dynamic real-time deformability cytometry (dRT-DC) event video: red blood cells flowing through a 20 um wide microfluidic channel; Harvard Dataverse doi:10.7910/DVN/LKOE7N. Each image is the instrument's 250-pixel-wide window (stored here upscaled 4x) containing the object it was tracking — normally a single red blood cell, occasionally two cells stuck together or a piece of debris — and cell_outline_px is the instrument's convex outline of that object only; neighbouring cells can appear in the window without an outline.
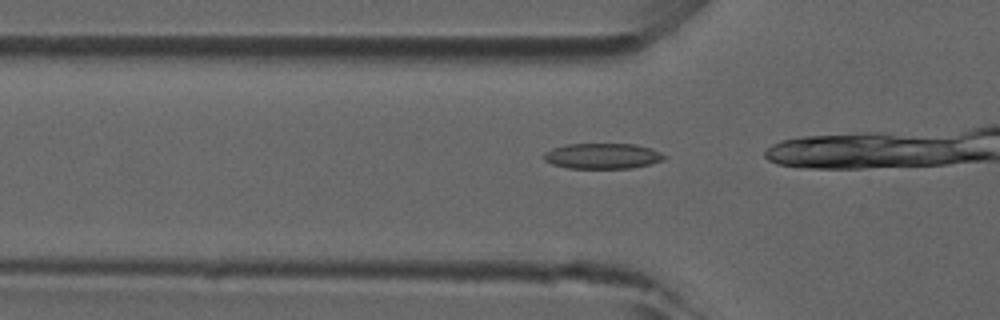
{"species": "common noctule bat (a hibernating species)", "species_latin": "Nyctalus noctula", "temperature_condition": "room temperature", "stored_images_in_passage": 10, "camera_frame_rate_fps": 3000, "um_per_image_px": 0.085, "animal": {"sex": "male", "forearm_length_mm": 52.5}, "frame": {"image": 1, "passage_image": 6, "time_ms": 1.667, "image_size_px": [1000, 320], "cell_outline_px": [[668, 156], [664, 160], [652, 164], [632, 168], [568, 168], [552, 164], [544, 160], [544, 152], [552, 148], [564, 144], [636, 144], [652, 148]], "centroid_in_image_um": [51.25, 13.26], "position_along_channel_um": 74.6, "area_um2": 18.15}}